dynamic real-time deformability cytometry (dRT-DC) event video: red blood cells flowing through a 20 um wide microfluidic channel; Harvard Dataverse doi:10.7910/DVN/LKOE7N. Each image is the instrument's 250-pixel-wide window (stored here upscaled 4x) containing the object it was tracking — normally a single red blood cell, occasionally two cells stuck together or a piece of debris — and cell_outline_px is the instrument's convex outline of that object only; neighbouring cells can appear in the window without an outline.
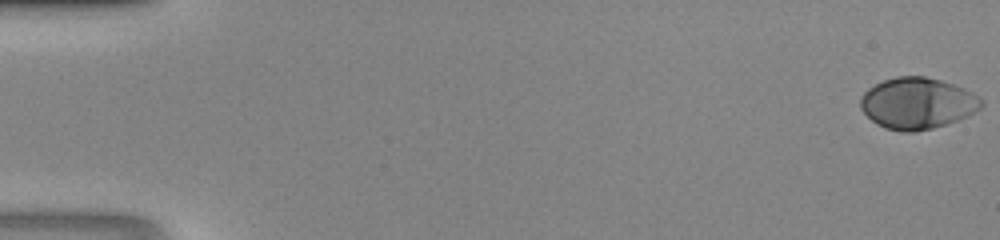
{"species": "human", "species_latin": "Homo sapiens", "temperature_condition": "room temperature", "stored_images_in_passage": 47, "camera_frame_rate_fps": 3000, "um_per_image_px": 0.085, "donor": {"sex": "male"}, "frame": {"image": 1, "passage_image": 1, "time_ms": 0.0, "image_size_px": [1000, 240], "cell_outline_px": [[984, 104], [980, 108], [968, 116], [932, 128], [916, 132], [904, 132], [884, 128], [876, 124], [860, 108], [860, 96], [868, 88], [884, 80], [896, 76], [924, 76], [940, 80], [964, 88], [980, 96], [984, 100]], "centroid_in_image_um": [77.97, 8.78], "position_along_channel_um": 7.0, "area_um2": 36.24}}
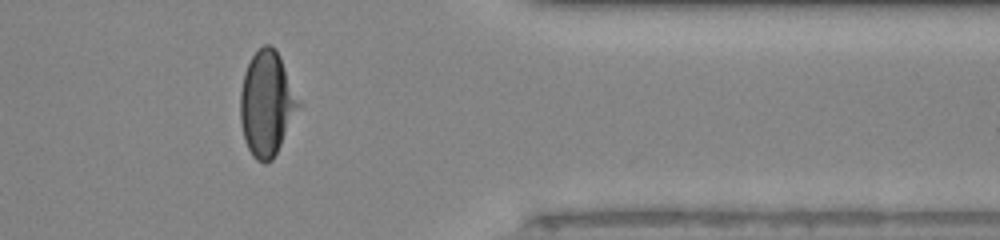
{"frame": {"image": 2, "passage_image": 39, "time_ms": 12.667, "image_size_px": [1000, 240], "cell_outline_px": [[304, 104], [272, 160], [264, 164], [256, 160], [252, 156], [244, 140], [240, 120], [240, 92], [244, 72], [252, 56], [264, 44], [272, 44], [276, 48]], "centroid_in_image_um": [22.73, 8.8], "position_along_channel_um": 388.7, "area_um2": 36.47}}
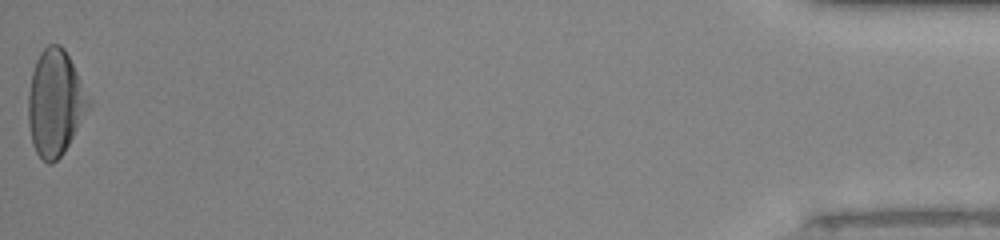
{"frame": {"image": 3, "passage_image": 47, "time_ms": 15.333, "image_size_px": [1000, 240], "cell_outline_px": [[92, 104], [64, 152], [52, 164], [48, 164], [36, 152], [32, 144], [28, 124], [28, 92], [32, 72], [36, 60], [40, 52], [48, 44], [60, 44], [64, 48]], "centroid_in_image_um": [4.67, 8.75], "position_along_channel_um": 430.5, "area_um2": 36.99}}